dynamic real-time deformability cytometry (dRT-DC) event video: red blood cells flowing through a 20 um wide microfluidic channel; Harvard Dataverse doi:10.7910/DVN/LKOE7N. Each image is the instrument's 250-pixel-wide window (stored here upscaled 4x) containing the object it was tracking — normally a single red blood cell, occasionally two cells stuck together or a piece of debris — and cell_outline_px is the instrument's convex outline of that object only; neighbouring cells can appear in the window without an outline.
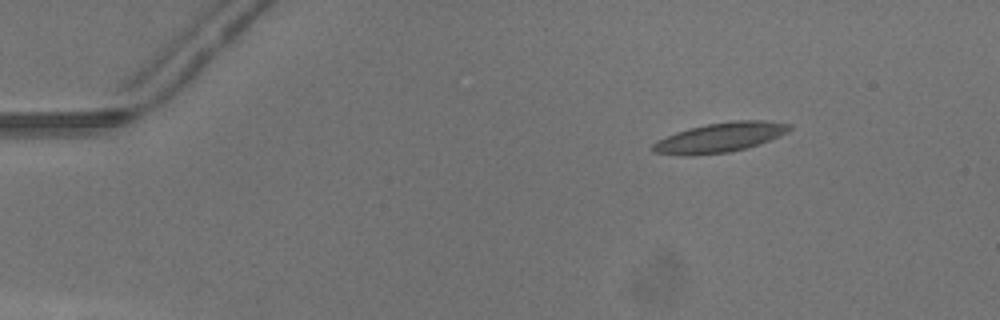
{"species": "common noctule bat (a hibernating species)", "species_latin": "Nyctalus noctula", "temperature_condition": "warm", "stored_images_in_passage": 50, "camera_frame_rate_fps": 3000, "um_per_image_px": 0.085, "animal": {"sex": "male", "body_mass_g": 13.3}, "frame": {"image": 1, "passage_image": 8, "time_ms": 2.333, "image_size_px": [1000, 320], "cell_outline_px": [[792, 128], [788, 132], [768, 140], [744, 148], [728, 152], [652, 152], [652, 144], [656, 140], [676, 132], [708, 124], [736, 120], [764, 120], [792, 124]], "centroid_in_image_um": [61.31, 11.61], "position_along_channel_um": 23.7, "area_um2": 22.2}}
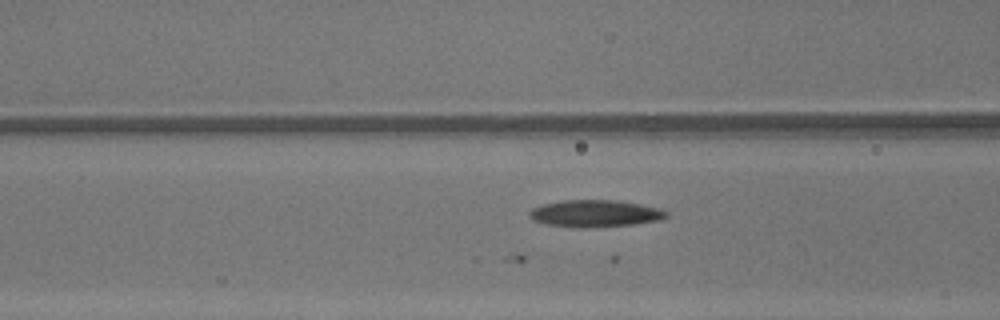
{"frame": {"image": 2, "passage_image": 21, "time_ms": 6.667, "image_size_px": [1000, 320], "cell_outline_px": [[668, 216], [656, 220], [632, 224], [588, 228], [572, 228], [548, 224], [532, 220], [528, 216], [528, 212], [532, 208], [544, 204], [564, 200], [616, 200], [640, 204], [660, 208], [668, 212]], "centroid_in_image_um": [50.54, 18.15], "position_along_channel_um": 116.1, "area_um2": 21.56}}
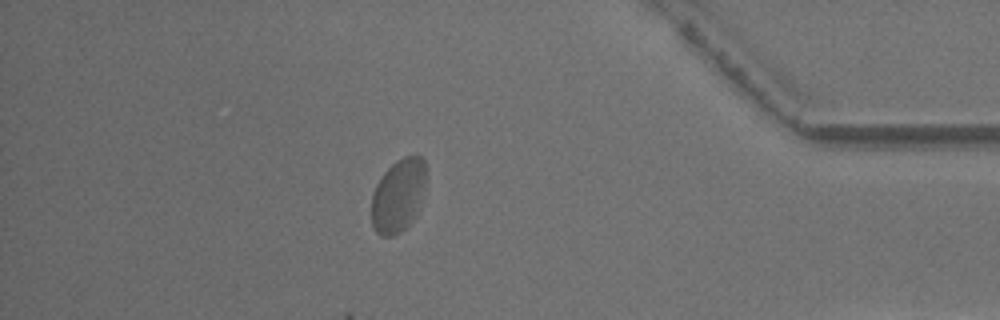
{"frame": {"image": 3, "passage_image": 44, "time_ms": 14.333, "image_size_px": [1000, 320], "cell_outline_px": [[424, 188], [416, 216], [400, 232], [392, 236], [380, 236], [376, 232], [372, 224], [372, 196], [376, 184], [384, 172], [396, 160], [404, 156], [420, 156], [424, 160]], "centroid_in_image_um": [33.83, 16.63], "position_along_channel_um": 401.4, "area_um2": 23.0}, "authors_computed_cell_mechanics": {"area_um2": 21.2415, "velocity_mm_per_s": 4.2938, "shape_relaxation_time_tau1_ms": 1.4453, "shape_relaxation_time_tau2_ms": null, "deformation_change_tau1": 0.2998, "deformation_change_tau2": null}}